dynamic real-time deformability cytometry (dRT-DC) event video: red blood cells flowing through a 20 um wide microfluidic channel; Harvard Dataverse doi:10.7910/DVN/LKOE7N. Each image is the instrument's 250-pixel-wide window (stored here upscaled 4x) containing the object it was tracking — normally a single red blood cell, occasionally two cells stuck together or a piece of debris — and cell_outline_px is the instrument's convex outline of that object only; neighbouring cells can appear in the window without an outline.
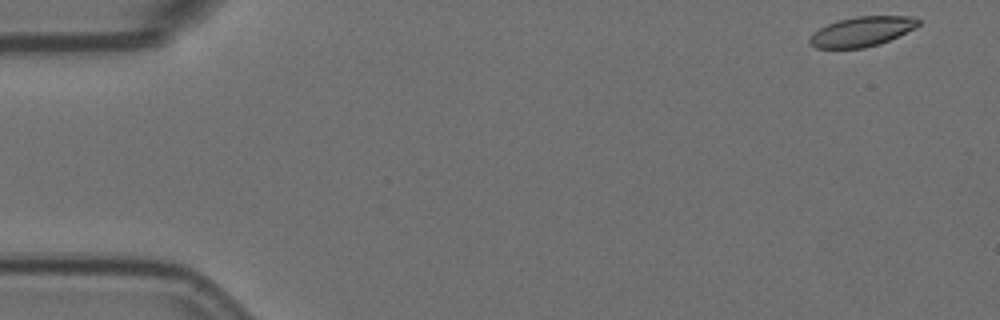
{"species": "Egyptian fruit bat (a non-hibernating species)", "species_latin": "Rousettus aegyptiacus", "temperature_condition": "room temperature", "stored_images_in_passage": 56, "camera_frame_rate_fps": 3000, "um_per_image_px": 0.085, "animal": {"sex": "female"}, "frame": {"image": 1, "passage_image": 1, "time_ms": 0.0, "image_size_px": [1000, 320], "cell_outline_px": [[920, 24], [880, 44], [864, 48], [816, 48], [808, 40], [812, 32], [828, 24], [840, 20], [856, 16], [912, 16], [920, 20]], "centroid_in_image_um": [73.22, 2.68], "position_along_channel_um": 11.8, "area_um2": 18.55}}
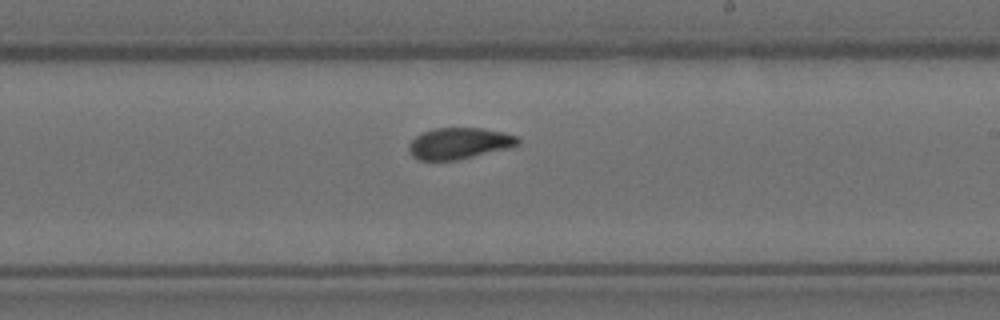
{"frame": {"image": 2, "passage_image": 32, "time_ms": 10.333, "image_size_px": [1000, 320], "cell_outline_px": [[520, 140], [516, 144], [504, 148], [456, 160], [420, 160], [412, 156], [408, 148], [408, 144], [420, 132], [436, 128], [480, 128], [500, 132], [516, 136]], "centroid_in_image_um": [38.92, 12.17], "position_along_channel_um": 250.1, "area_um2": 19.36}}
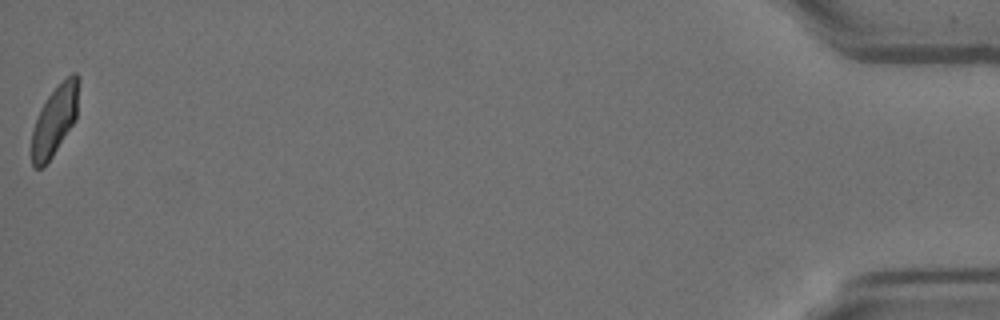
{"frame": {"image": 3, "passage_image": 56, "time_ms": 18.333, "image_size_px": [1000, 320], "cell_outline_px": [[80, 80], [76, 120], [44, 168], [32, 168], [32, 128], [40, 108], [56, 84], [72, 72], [76, 72]], "centroid_in_image_um": [4.66, 10.18], "position_along_channel_um": 430.5, "area_um2": 19.54}, "authors_computed_cell_mechanics": {"area_um2": 20.1144, "velocity_mm_per_s": 3.5152, "shape_relaxation_time_tau1_ms": 6.6142, "shape_relaxation_time_tau2_ms": 1.6981, "deformation_change_tau1": 0.1513, "deformation_change_tau2": 0.07}}